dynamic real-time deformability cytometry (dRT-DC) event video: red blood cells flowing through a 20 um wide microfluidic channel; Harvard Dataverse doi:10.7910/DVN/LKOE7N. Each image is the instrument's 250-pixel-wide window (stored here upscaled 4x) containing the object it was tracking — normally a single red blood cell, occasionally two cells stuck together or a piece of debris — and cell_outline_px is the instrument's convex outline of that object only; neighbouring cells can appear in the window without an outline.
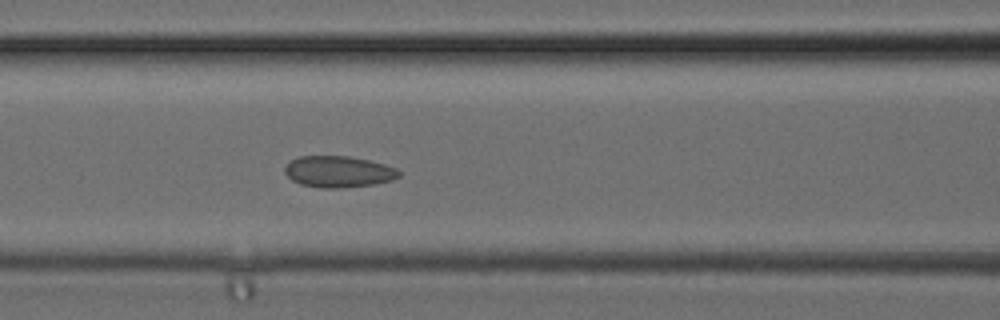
{"species": "common noctule bat (a hibernating species)", "species_latin": "Nyctalus noctula", "temperature_condition": "cold", "stored_images_in_passage": 16, "camera_frame_rate_fps": 3000, "um_per_image_px": 0.085, "animal": {"sex": "female", "body_mass_g": 24.6, "forearm_length_mm": 56.2}, "frame": {"image": 1, "passage_image": 5, "time_ms": 1.333, "image_size_px": [1000, 320], "cell_outline_px": [[400, 176], [392, 180], [372, 184], [336, 188], [324, 188], [300, 184], [292, 180], [284, 172], [284, 168], [292, 160], [300, 156], [348, 156], [368, 160], [384, 164], [396, 168], [400, 172]], "centroid_in_image_um": [28.76, 14.59], "position_along_channel_um": 137.8, "area_um2": 20.63}}
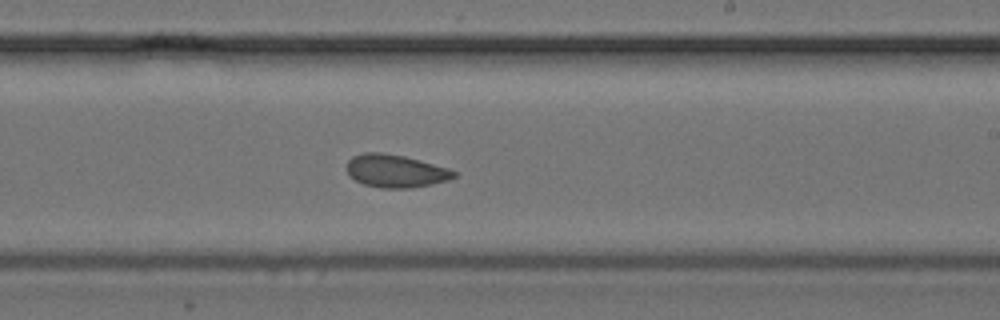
{"frame": {"image": 2, "passage_image": 11, "time_ms": 3.333, "image_size_px": [1000, 320], "cell_outline_px": [[456, 176], [448, 180], [432, 184], [412, 188], [380, 188], [364, 184], [348, 176], [348, 160], [352, 156], [364, 152], [380, 152], [404, 156], [420, 160], [448, 168], [456, 172]], "centroid_in_image_um": [33.62, 14.53], "position_along_channel_um": 255.4, "area_um2": 20.52}}
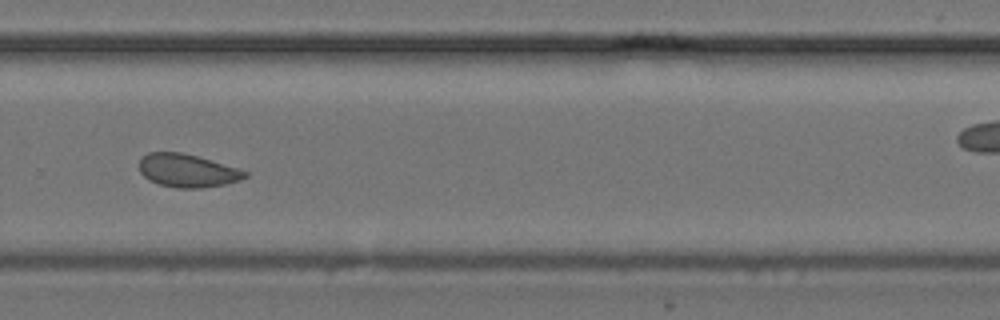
{"frame": {"image": 3, "passage_image": 14, "time_ms": 4.333, "image_size_px": [1000, 320], "cell_outline_px": [[248, 176], [240, 180], [224, 184], [200, 188], [176, 188], [160, 184], [148, 180], [140, 172], [140, 160], [148, 152], [180, 152], [196, 156], [236, 168], [248, 172]], "centroid_in_image_um": [15.9, 14.51], "position_along_channel_um": 313.9, "area_um2": 20.11}}